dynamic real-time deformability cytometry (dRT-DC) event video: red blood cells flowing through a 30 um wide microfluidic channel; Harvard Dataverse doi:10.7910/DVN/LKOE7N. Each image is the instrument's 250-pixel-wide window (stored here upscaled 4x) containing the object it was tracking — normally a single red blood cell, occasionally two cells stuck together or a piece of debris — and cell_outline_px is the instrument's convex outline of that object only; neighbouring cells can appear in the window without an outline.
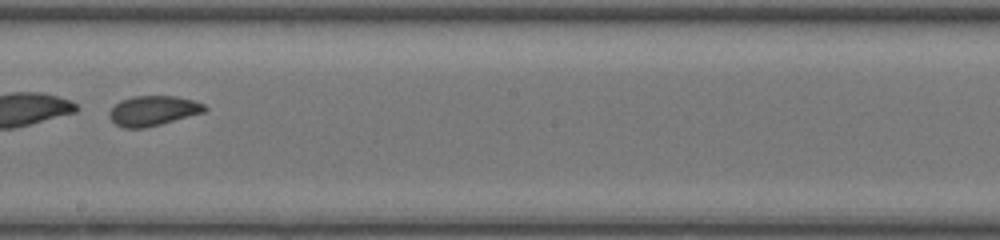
{"species": "common noctule bat (a hibernating species)", "species_latin": "Nyctalus noctula", "temperature_condition": "room temperature", "stored_images_in_passage": 47, "segment_of_instrument_passage": [2, 2], "camera_frame_rate_fps": 3000, "um_per_image_px": 0.085, "animal": {"sex": "female", "body_mass_g": 20.0, "forearm_length_mm": 54.0}, "frame": {"image": 1, "passage_image": 29, "time_ms": 9.333, "image_size_px": [1000, 240], "cell_outline_px": [[208, 108], [204, 112], [160, 124], [144, 128], [124, 128], [116, 124], [108, 116], [108, 112], [120, 100], [132, 96], [176, 96], [192, 100], [204, 104]], "centroid_in_image_um": [12.99, 9.41], "position_along_channel_um": 235.2, "area_um2": 16.53}}